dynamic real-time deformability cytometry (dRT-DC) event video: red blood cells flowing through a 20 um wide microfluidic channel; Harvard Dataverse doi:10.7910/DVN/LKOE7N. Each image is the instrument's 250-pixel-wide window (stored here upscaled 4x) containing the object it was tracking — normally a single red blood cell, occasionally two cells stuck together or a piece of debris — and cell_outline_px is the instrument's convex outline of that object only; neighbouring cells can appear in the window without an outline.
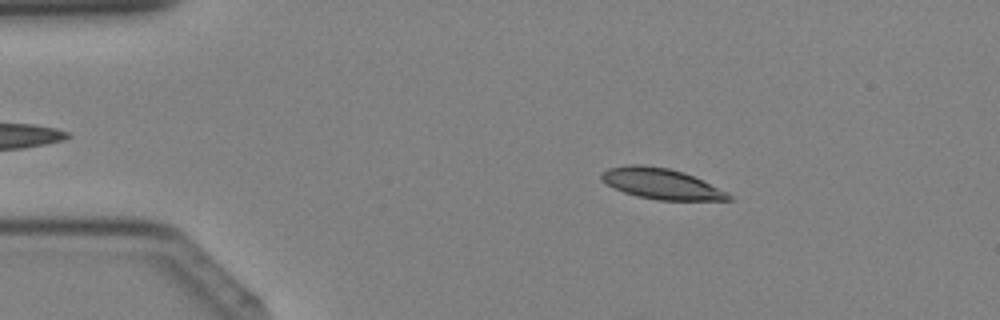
{"species": "Egyptian fruit bat (a non-hibernating species)", "species_latin": "Rousettus aegyptiacus", "temperature_condition": "cold", "stored_images_in_passage": 40, "camera_frame_rate_fps": 3000, "um_per_image_px": 0.085, "animal": {"sex": "female"}, "frame": {"image": 1, "passage_image": 7, "time_ms": 2.0, "image_size_px": [1000, 320], "cell_outline_px": [[732, 200], [660, 200], [636, 196], [624, 192], [600, 180], [600, 176], [608, 168], [628, 164], [644, 164], [668, 168], [684, 172], [728, 192], [732, 196]], "centroid_in_image_um": [56.21, 15.61], "position_along_channel_um": 28.8, "area_um2": 22.66}}
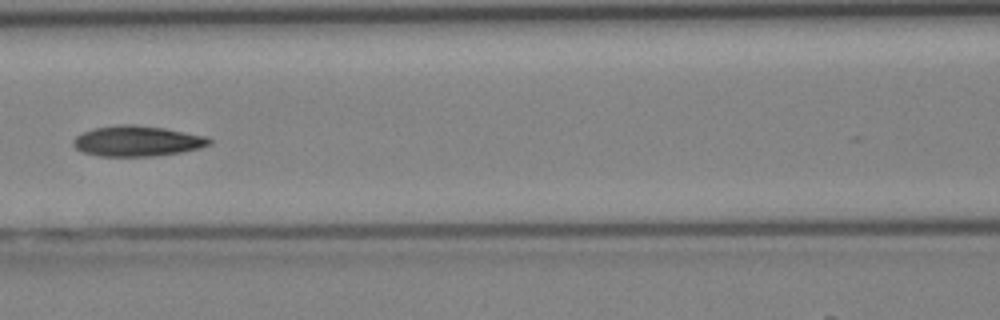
{"frame": {"image": 2, "passage_image": 18, "time_ms": 5.667, "image_size_px": [1000, 320], "cell_outline_px": [[212, 144], [200, 148], [180, 152], [152, 156], [100, 156], [84, 152], [76, 148], [72, 144], [72, 140], [76, 136], [92, 128], [120, 124], [136, 124], [164, 128], [204, 136], [212, 140]], "centroid_in_image_um": [11.64, 11.98], "position_along_channel_um": 155.0, "area_um2": 24.1}}
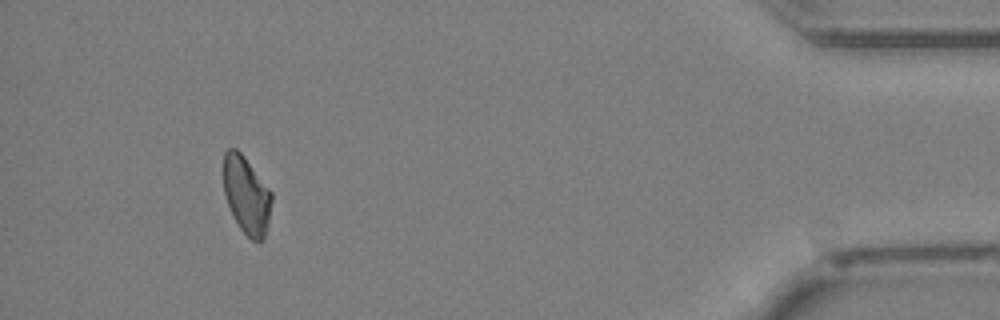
{"frame": {"image": 3, "passage_image": 37, "time_ms": 12.0, "image_size_px": [1000, 320], "cell_outline_px": [[272, 200], [268, 220], [264, 236], [260, 240], [252, 240], [240, 228], [232, 216], [224, 192], [224, 152], [228, 148], [236, 148], [244, 156], [272, 192]], "centroid_in_image_um": [20.94, 16.55], "position_along_channel_um": 414.3, "area_um2": 21.44}}